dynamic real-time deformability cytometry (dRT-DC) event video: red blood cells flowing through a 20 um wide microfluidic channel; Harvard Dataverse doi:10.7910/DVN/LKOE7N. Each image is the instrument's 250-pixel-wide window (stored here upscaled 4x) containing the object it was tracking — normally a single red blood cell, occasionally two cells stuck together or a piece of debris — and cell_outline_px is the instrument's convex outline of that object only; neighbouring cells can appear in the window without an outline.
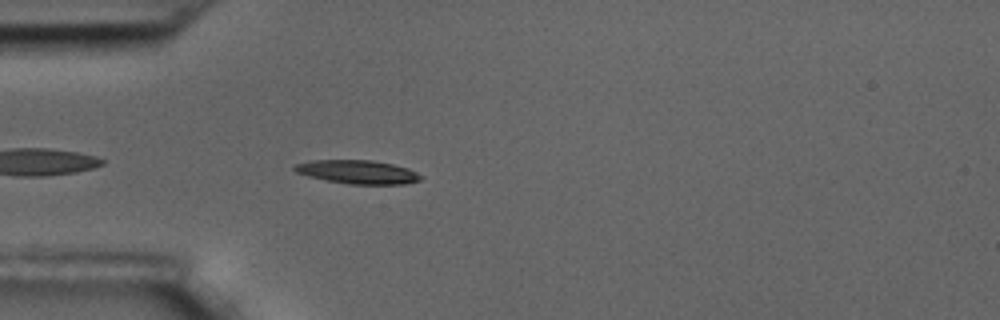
{"species": "common noctule bat (a hibernating species)", "species_latin": "Nyctalus noctula", "temperature_condition": "room temperature", "stored_images_in_passage": 45, "camera_frame_rate_fps": 3000, "um_per_image_px": 0.085, "animal": {"sex": "male", "body_mass_g": 17.5, "forearm_length_mm": 52.3}, "frame": {"image": 1, "passage_image": 4, "time_ms": 1.0, "image_size_px": [1000, 320], "cell_outline_px": [[424, 176], [420, 180], [404, 184], [348, 184], [308, 176], [296, 172], [292, 168], [292, 164], [312, 160], [372, 160], [392, 164], [408, 168]], "centroid_in_image_um": [30.39, 14.61], "position_along_channel_um": 54.6, "area_um2": 17.4}}
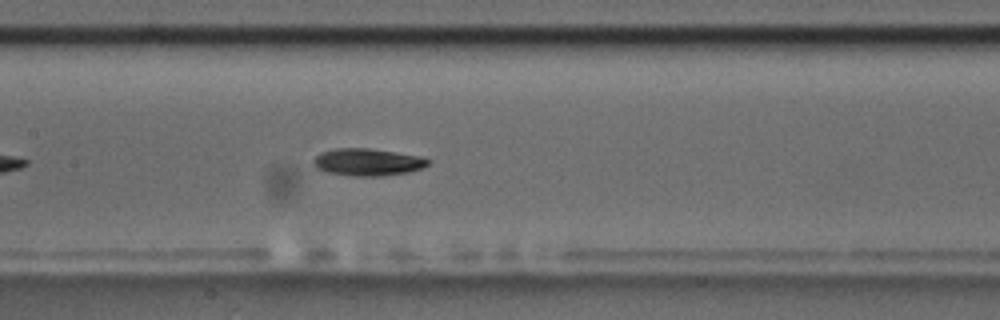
{"frame": {"image": 2, "passage_image": 15, "time_ms": 4.667, "image_size_px": [1000, 320], "cell_outline_px": [[432, 160], [424, 168], [408, 172], [380, 176], [352, 176], [324, 172], [316, 168], [312, 164], [312, 160], [320, 152], [336, 148], [368, 148], [416, 156]], "centroid_in_image_um": [31.19, 13.79], "position_along_channel_um": 176.2, "area_um2": 18.21}}
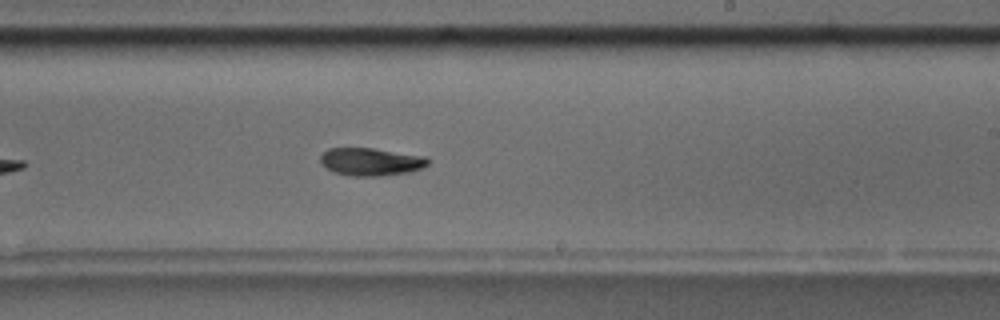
{"frame": {"image": 3, "passage_image": 22, "time_ms": 7.0, "image_size_px": [1000, 320], "cell_outline_px": [[428, 164], [424, 168], [408, 172], [384, 176], [348, 176], [336, 172], [328, 168], [320, 160], [320, 156], [328, 148], [372, 148], [424, 156], [428, 160]], "centroid_in_image_um": [31.54, 13.75], "position_along_channel_um": 257.5, "area_um2": 17.28}, "authors_computed_cell_mechanics": {"area_um2": 17.4556, "velocity_mm_per_s": 3.509, "shape_relaxation_time_tau1_ms": 2.7613, "shape_relaxation_time_tau2_ms": 7.0297, "deformation_change_tau1": 0.1473, "deformation_change_tau2": 0.1429}}